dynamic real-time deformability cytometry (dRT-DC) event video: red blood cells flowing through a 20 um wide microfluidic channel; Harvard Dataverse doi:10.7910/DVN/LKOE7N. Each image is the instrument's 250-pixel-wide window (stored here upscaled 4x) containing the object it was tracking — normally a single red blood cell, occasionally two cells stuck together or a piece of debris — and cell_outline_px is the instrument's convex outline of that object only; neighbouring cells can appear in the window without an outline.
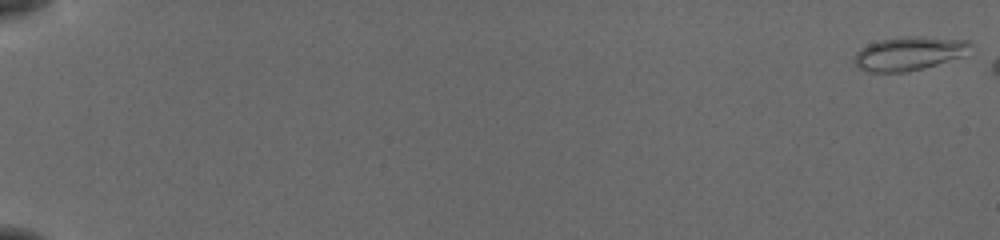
{"species": "common noctule bat (a hibernating species)", "species_latin": "Nyctalus noctula", "temperature_condition": "cold", "stored_images_in_passage": 7, "camera_frame_rate_fps": 3000, "um_per_image_px": 0.085, "animal": {"sex": "female", "body_mass_g": 19.5, "forearm_length_mm": 54.1}, "frame": {"image": 1, "passage_image": 1, "time_ms": 0.0, "image_size_px": [1000, 240], "cell_outline_px": [[972, 44], [964, 56], [936, 64], [904, 72], [872, 72], [860, 68], [852, 60], [856, 52], [860, 48], [868, 44], [880, 40], [904, 36], [924, 36], [968, 40]], "centroid_in_image_um": [77.26, 4.52], "position_along_channel_um": 7.7, "area_um2": 22.72}}